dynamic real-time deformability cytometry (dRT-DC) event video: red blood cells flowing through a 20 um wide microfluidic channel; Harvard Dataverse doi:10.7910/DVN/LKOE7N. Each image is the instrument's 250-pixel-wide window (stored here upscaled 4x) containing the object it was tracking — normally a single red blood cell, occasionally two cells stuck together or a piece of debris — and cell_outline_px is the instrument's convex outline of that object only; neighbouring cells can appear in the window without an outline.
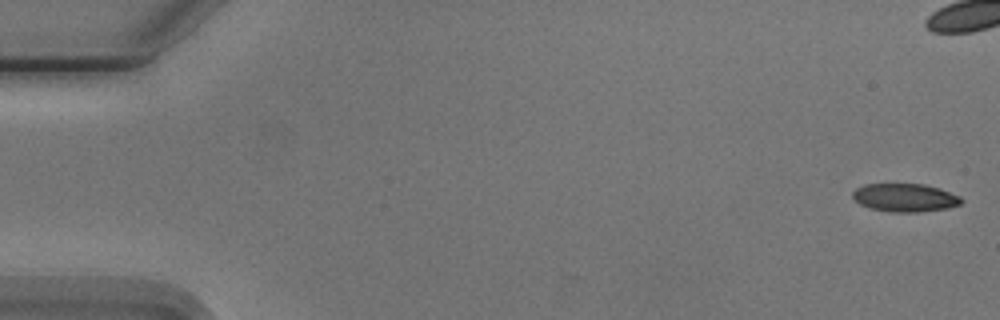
{"species": "Egyptian fruit bat (a non-hibernating species)", "species_latin": "Rousettus aegyptiacus", "temperature_condition": "cold", "stored_images_in_passage": 7, "camera_frame_rate_fps": 3000, "um_per_image_px": 0.085, "animal": {"sex": "male"}, "frame": {"image": 1, "passage_image": 1, "time_ms": 0.0, "image_size_px": [1000, 320], "cell_outline_px": [[964, 200], [960, 204], [948, 208], [916, 212], [892, 212], [872, 208], [860, 204], [852, 196], [852, 192], [856, 188], [864, 184], [924, 184], [940, 188], [960, 196]], "centroid_in_image_um": [76.94, 16.79], "position_along_channel_um": 8.1, "area_um2": 17.8}}
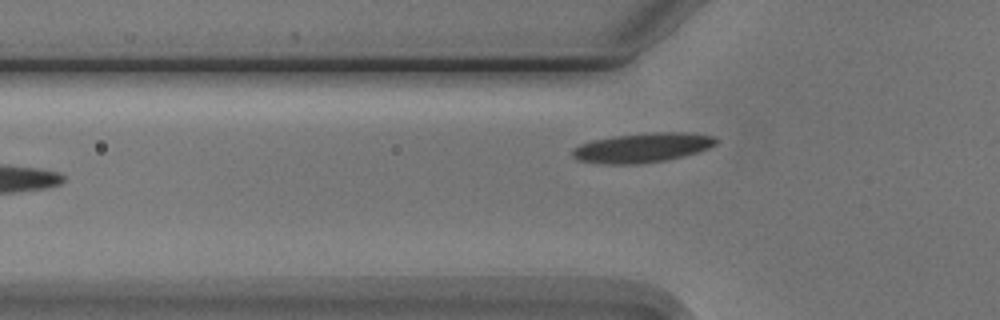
{"frame": {"image": 2, "passage_image": 7, "time_ms": 7.0, "image_size_px": [1000, 320], "cell_outline_px": [[720, 140], [716, 144], [708, 148], [684, 156], [664, 160], [640, 164], [604, 164], [576, 160], [572, 156], [572, 148], [580, 144], [592, 140], [612, 136], [652, 132], [688, 132], [716, 136]], "centroid_in_image_um": [54.6, 12.54], "position_along_channel_um": 71.2, "area_um2": 24.97}}